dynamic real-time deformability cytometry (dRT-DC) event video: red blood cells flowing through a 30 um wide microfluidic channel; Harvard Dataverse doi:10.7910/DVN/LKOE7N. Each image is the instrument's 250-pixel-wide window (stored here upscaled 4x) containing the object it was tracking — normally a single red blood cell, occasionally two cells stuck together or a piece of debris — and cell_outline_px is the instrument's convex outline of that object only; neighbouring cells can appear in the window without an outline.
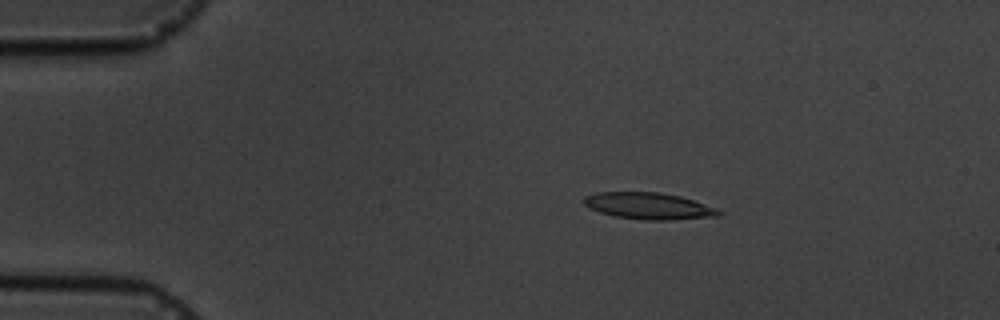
{"species": "common noctule bat (a hibernating species)", "species_latin": "Nyctalus noctula", "temperature_condition": "cold", "stored_images_in_passage": 6, "camera_frame_rate_fps": 3000, "um_per_image_px": 0.085, "animal": {"sex": "male", "body_mass_g": 19.5, "forearm_length_mm": 54.6}, "frame": {"image": 1, "passage_image": 3, "time_ms": 3.333, "image_size_px": [1000, 320], "cell_outline_px": [[724, 212], [716, 216], [668, 220], [644, 220], [612, 216], [588, 208], [584, 204], [584, 196], [596, 192], [660, 192], [680, 196], [716, 208]], "centroid_in_image_um": [55.09, 17.5], "position_along_channel_um": 29.9, "area_um2": 20.92}}
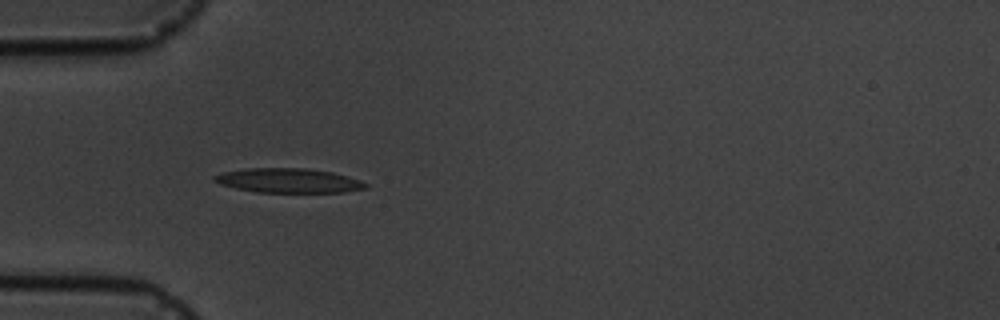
{"frame": {"image": 2, "passage_image": 5, "time_ms": 5.667, "image_size_px": [1000, 320], "cell_outline_px": [[368, 188], [344, 192], [256, 192], [236, 188], [220, 184], [212, 180], [212, 176], [224, 172], [244, 168], [304, 168], [332, 172], [348, 176], [360, 180], [368, 184]], "centroid_in_image_um": [24.52, 15.34], "position_along_channel_um": 60.5, "area_um2": 21.56}}
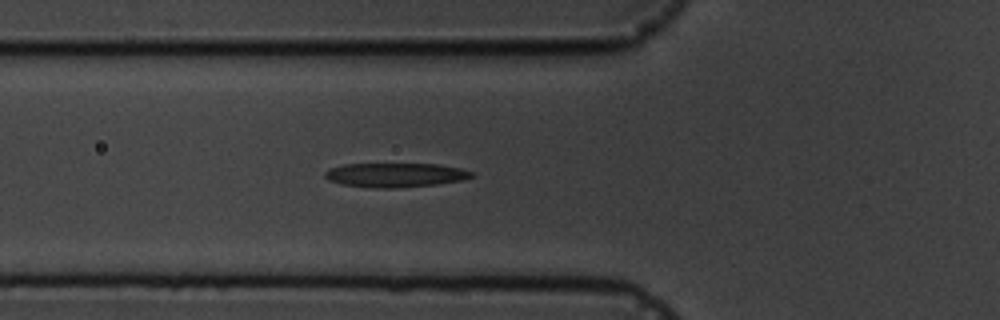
{"frame": {"image": 3, "passage_image": 6, "time_ms": 6.667, "image_size_px": [1000, 320], "cell_outline_px": [[476, 176], [464, 180], [436, 184], [396, 188], [372, 188], [340, 184], [328, 180], [324, 176], [324, 172], [328, 168], [344, 164], [436, 164], [460, 168], [472, 172]], "centroid_in_image_um": [33.58, 14.88], "position_along_channel_um": 92.2, "area_um2": 20.87}}